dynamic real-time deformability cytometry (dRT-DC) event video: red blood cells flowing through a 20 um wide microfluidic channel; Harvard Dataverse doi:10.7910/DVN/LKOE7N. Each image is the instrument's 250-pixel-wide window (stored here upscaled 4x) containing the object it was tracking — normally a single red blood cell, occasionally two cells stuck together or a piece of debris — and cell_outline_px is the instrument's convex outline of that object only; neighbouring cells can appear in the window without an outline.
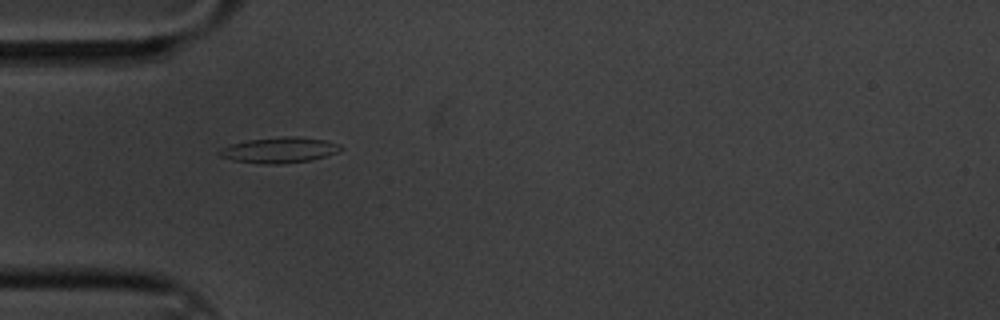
{"species": "common noctule bat (a hibernating species)", "species_latin": "Nyctalus noctula", "temperature_condition": "cold", "stored_images_in_passage": 43, "camera_frame_rate_fps": 3000, "um_per_image_px": 0.085, "animal": {"sex": "male", "body_mass_g": 20.1, "forearm_length_mm": 53.5}, "frame": {"image": 1, "passage_image": 1, "time_ms": 0.0, "image_size_px": [1000, 320], "cell_outline_px": [[344, 148], [336, 152], [312, 160], [284, 164], [264, 164], [232, 160], [220, 156], [216, 152], [220, 148], [232, 144], [248, 140], [288, 136], [296, 136], [324, 140], [340, 144]], "centroid_in_image_um": [23.73, 12.76], "position_along_channel_um": 61.3, "area_um2": 18.09}}
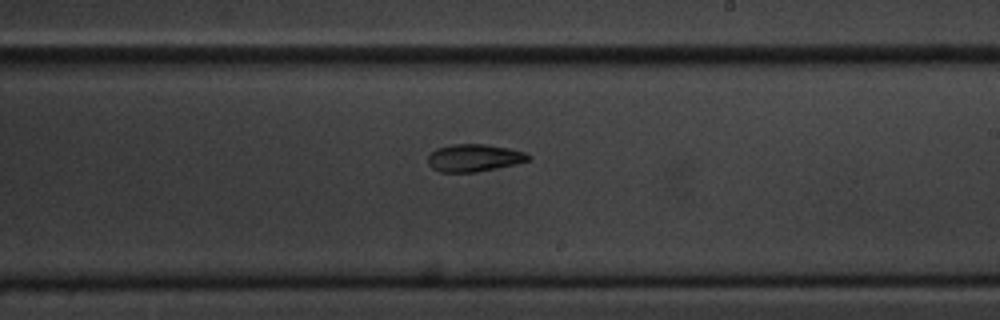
{"frame": {"image": 2, "passage_image": 18, "time_ms": 5.667, "image_size_px": [1000, 320], "cell_outline_px": [[532, 160], [516, 164], [476, 172], [440, 172], [432, 168], [428, 164], [428, 156], [436, 148], [452, 144], [484, 144], [508, 148], [524, 152], [532, 156]], "centroid_in_image_um": [40.31, 13.42], "position_along_channel_um": 248.7, "area_um2": 16.13}}
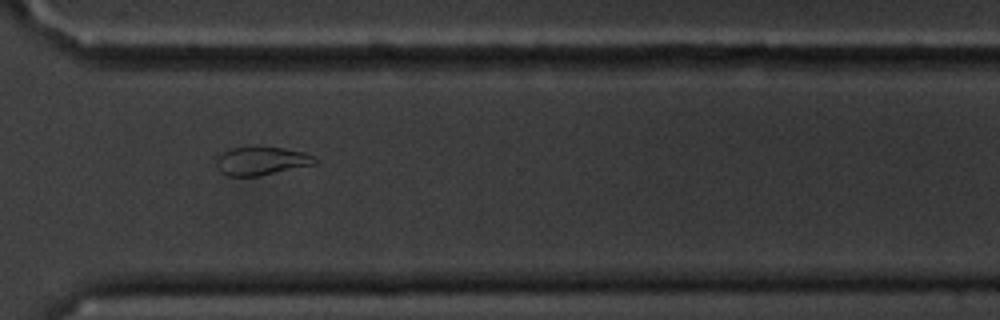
{"frame": {"image": 3, "passage_image": 27, "time_ms": 8.667, "image_size_px": [1000, 320], "cell_outline_px": [[316, 164], [256, 176], [228, 176], [220, 172], [212, 156], [228, 148], [284, 148], [304, 152], [316, 156]], "centroid_in_image_um": [22.14, 13.68], "position_along_channel_um": 348.5, "area_um2": 16.36}, "authors_computed_cell_mechanics": {"area_um2": 16.7042, "velocity_mm_per_s": 3.3335, "shape_relaxation_time_tau1_ms": 4.7294, "shape_relaxation_time_tau2_ms": 5.0747, "deformation_change_tau1": 0.1184, "deformation_change_tau2": 0.0869}}